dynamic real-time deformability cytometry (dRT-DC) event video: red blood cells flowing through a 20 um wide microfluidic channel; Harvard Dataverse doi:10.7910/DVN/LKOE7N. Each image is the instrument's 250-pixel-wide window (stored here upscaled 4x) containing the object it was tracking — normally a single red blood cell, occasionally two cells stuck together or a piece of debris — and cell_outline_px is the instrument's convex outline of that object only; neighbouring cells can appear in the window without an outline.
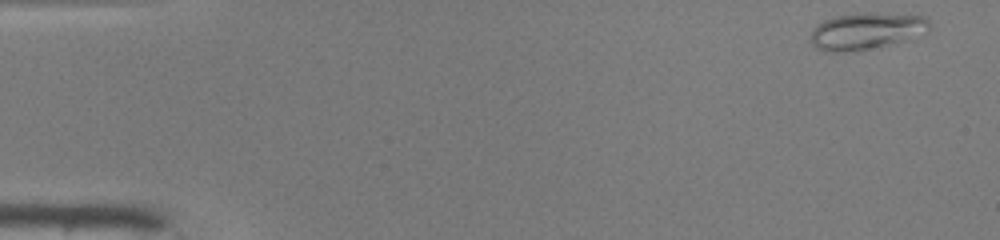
{"species": "common noctule bat (a hibernating species)", "species_latin": "Nyctalus noctula", "temperature_condition": "warm", "stored_images_in_passage": 47, "camera_frame_rate_fps": 3000, "um_per_image_px": 0.085, "animal": {"sex": "male", "body_mass_g": 19.0, "forearm_length_mm": 50.8}, "frame": {"image": 1, "passage_image": 1, "time_ms": 0.0, "image_size_px": [1000, 240], "cell_outline_px": [[932, 24], [928, 32], [880, 48], [836, 52], [828, 52], [816, 48], [812, 44], [812, 32], [816, 24], [824, 20], [836, 16], [864, 12], [868, 12], [928, 16]], "centroid_in_image_um": [73.7, 2.63], "position_along_channel_um": 11.3, "area_um2": 25.78}}
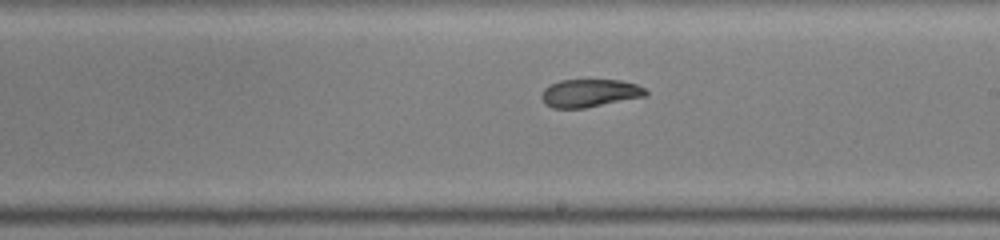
{"frame": {"image": 2, "passage_image": 27, "time_ms": 8.667, "image_size_px": [1000, 240], "cell_outline_px": [[648, 96], [584, 108], [552, 108], [544, 104], [540, 96], [544, 88], [560, 80], [620, 80], [636, 84], [644, 88], [648, 92]], "centroid_in_image_um": [50.12, 7.92], "position_along_channel_um": 238.9, "area_um2": 17.05}}
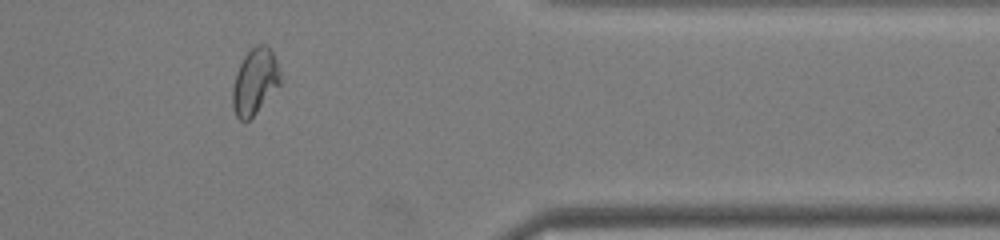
{"frame": {"image": 3, "passage_image": 39, "time_ms": 12.667, "image_size_px": [1000, 240], "cell_outline_px": [[280, 84], [256, 112], [248, 120], [240, 120], [236, 116], [232, 108], [232, 88], [236, 72], [244, 56], [256, 44], [268, 44], [280, 68]], "centroid_in_image_um": [21.65, 6.9], "position_along_channel_um": 389.7, "area_um2": 18.26}, "authors_computed_cell_mechanics": {"area_um2": 19.1896, "velocity_mm_per_s": 4.1801, "shape_relaxation_time_tau1_ms": null, "shape_relaxation_time_tau2_ms": 2.3652, "deformation_change_tau1": null, "deformation_change_tau2": 0.081}}